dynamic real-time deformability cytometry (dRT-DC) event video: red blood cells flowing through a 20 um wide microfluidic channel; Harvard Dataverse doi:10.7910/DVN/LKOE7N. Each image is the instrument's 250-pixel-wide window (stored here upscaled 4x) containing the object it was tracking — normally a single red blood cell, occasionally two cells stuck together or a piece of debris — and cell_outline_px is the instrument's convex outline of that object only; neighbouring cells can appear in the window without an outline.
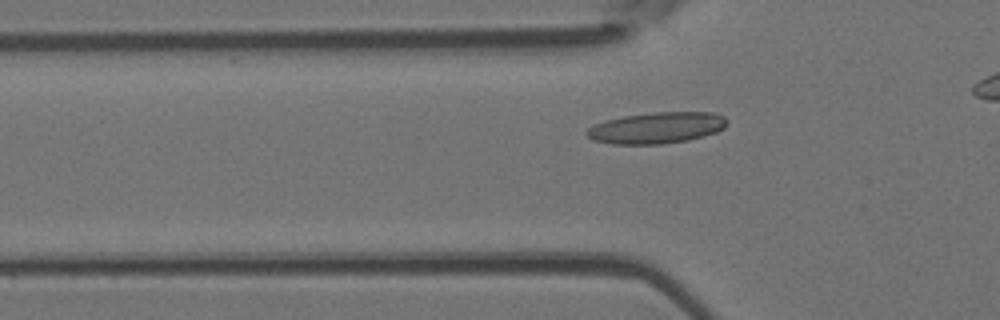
{"species": "Egyptian fruit bat (a non-hibernating species)", "species_latin": "Rousettus aegyptiacus", "temperature_condition": "room temperature", "stored_images_in_passage": 32, "camera_frame_rate_fps": 3000, "um_per_image_px": 0.085, "animal": {"sex": "female"}, "frame": {"image": 1, "passage_image": 6, "time_ms": 1.667, "image_size_px": [1000, 320], "cell_outline_px": [[728, 120], [724, 128], [716, 132], [704, 136], [688, 140], [660, 144], [612, 144], [596, 140], [588, 136], [584, 132], [588, 128], [604, 120], [624, 116], [652, 112], [712, 112], [724, 116]], "centroid_in_image_um": [55.83, 10.86], "position_along_channel_um": 70.0, "area_um2": 25.55}}
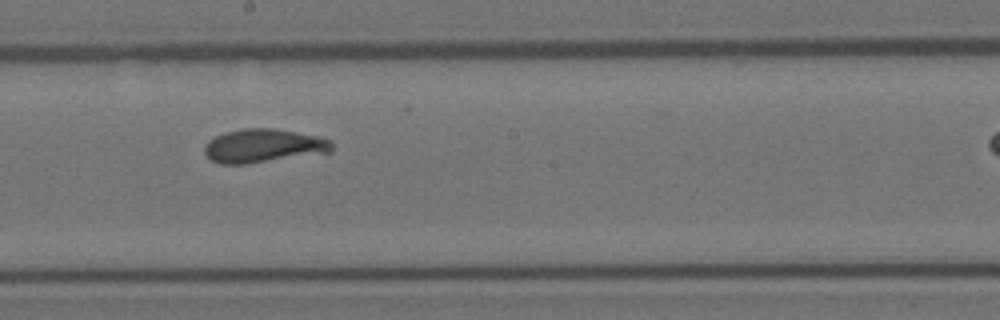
{"frame": {"image": 2, "passage_image": 18, "time_ms": 5.667, "image_size_px": [1000, 320], "cell_outline_px": [[332, 152], [244, 164], [220, 164], [212, 160], [204, 152], [204, 144], [208, 140], [224, 132], [244, 128], [272, 128], [320, 136], [332, 140]], "centroid_in_image_um": [22.39, 12.39], "position_along_channel_um": 225.8, "area_um2": 25.03}}
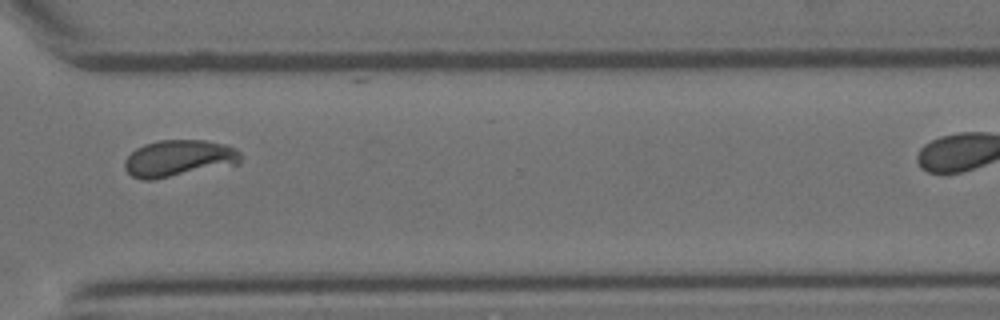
{"frame": {"image": 3, "passage_image": 28, "time_ms": 9.0, "image_size_px": [1000, 320], "cell_outline_px": [[240, 164], [152, 180], [144, 180], [132, 176], [124, 168], [124, 160], [136, 148], [144, 144], [160, 140], [204, 140], [224, 144], [236, 148], [240, 152]], "centroid_in_image_um": [15.2, 13.46], "position_along_channel_um": 355.4, "area_um2": 24.91}}